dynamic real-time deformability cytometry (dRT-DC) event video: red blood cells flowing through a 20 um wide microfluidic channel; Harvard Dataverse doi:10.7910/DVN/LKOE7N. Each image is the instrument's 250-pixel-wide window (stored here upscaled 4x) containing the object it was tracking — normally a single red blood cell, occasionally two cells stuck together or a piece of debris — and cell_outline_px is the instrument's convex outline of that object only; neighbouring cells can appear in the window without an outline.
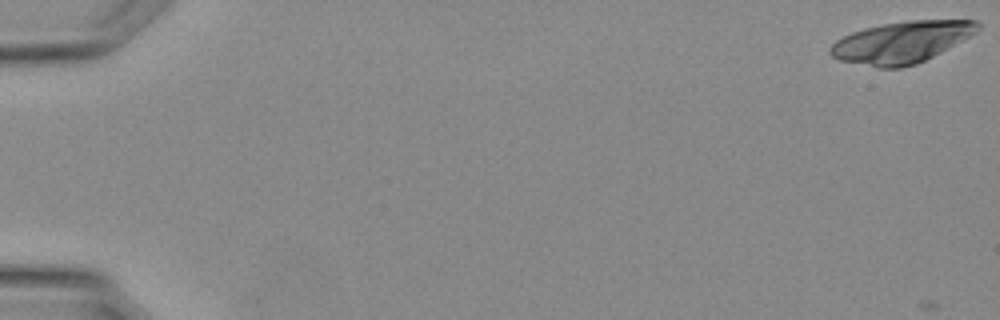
{"species": "Egyptian fruit bat (a non-hibernating species)", "species_latin": "Rousettus aegyptiacus", "temperature_condition": "warm", "stored_images_in_passage": 2, "camera_frame_rate_fps": 3000, "um_per_image_px": 0.085, "animal": {"sex": "female"}, "frame": {"image": 1, "passage_image": 1, "time_ms": 0.0, "image_size_px": [1000, 320], "cell_outline_px": [[980, 28], [976, 32], [940, 52], [916, 64], [900, 68], [876, 68], [840, 60], [832, 56], [828, 52], [828, 48], [836, 40], [852, 32], [864, 28], [880, 24], [908, 20], [976, 20], [980, 24]], "centroid_in_image_um": [76.58, 3.58], "position_along_channel_um": 8.4, "area_um2": 35.6}}